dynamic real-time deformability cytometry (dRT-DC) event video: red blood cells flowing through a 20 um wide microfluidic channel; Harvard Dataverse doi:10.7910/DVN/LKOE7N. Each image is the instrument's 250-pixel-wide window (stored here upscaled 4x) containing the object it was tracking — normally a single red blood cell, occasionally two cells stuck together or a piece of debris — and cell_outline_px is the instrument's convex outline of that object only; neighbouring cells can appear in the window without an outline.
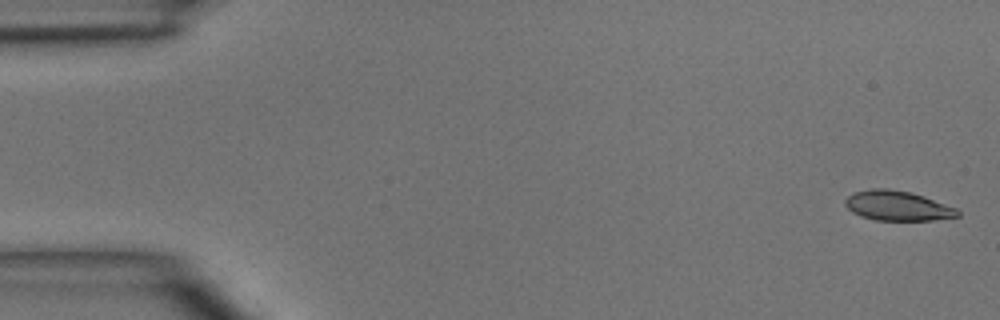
{"species": "common noctule bat (a hibernating species)", "species_latin": "Nyctalus noctula", "temperature_condition": "room temperature", "stored_images_in_passage": 6, "camera_frame_rate_fps": 3000, "um_per_image_px": 0.085, "animal": {"sex": "male", "body_mass_g": 15.6}, "frame": {"image": 1, "passage_image": 1, "time_ms": 0.0, "image_size_px": [1000, 320], "cell_outline_px": [[960, 216], [932, 220], [876, 220], [860, 216], [852, 212], [844, 204], [844, 200], [852, 192], [872, 188], [888, 188], [908, 192], [924, 196], [956, 208], [960, 212]], "centroid_in_image_um": [76.25, 17.48], "position_along_channel_um": 8.7, "area_um2": 19.54}}
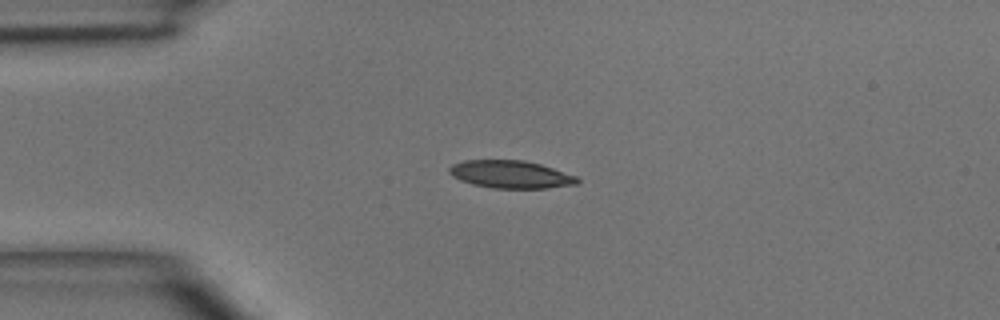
{"frame": {"image": 2, "passage_image": 3, "time_ms": 3.333, "image_size_px": [1000, 320], "cell_outline_px": [[580, 180], [576, 184], [548, 188], [492, 188], [472, 184], [460, 180], [452, 176], [448, 172], [448, 168], [452, 164], [464, 160], [524, 160], [540, 164], [576, 176]], "centroid_in_image_um": [43.37, 14.82], "position_along_channel_um": 41.6, "area_um2": 20.63}}
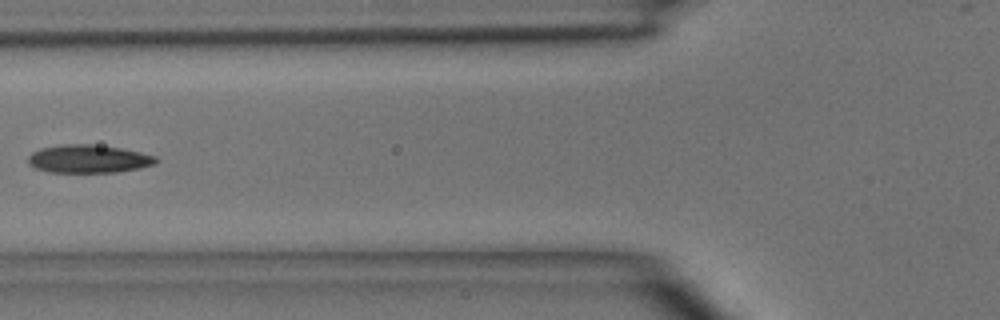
{"frame": {"image": 3, "passage_image": 5, "time_ms": 5.667, "image_size_px": [1000, 320], "cell_outline_px": [[160, 160], [152, 164], [140, 168], [116, 172], [48, 172], [36, 168], [28, 164], [28, 156], [32, 152], [40, 148], [64, 144], [92, 144], [120, 148], [140, 152], [156, 156]], "centroid_in_image_um": [7.51, 13.5], "position_along_channel_um": 118.3, "area_um2": 20.92}}